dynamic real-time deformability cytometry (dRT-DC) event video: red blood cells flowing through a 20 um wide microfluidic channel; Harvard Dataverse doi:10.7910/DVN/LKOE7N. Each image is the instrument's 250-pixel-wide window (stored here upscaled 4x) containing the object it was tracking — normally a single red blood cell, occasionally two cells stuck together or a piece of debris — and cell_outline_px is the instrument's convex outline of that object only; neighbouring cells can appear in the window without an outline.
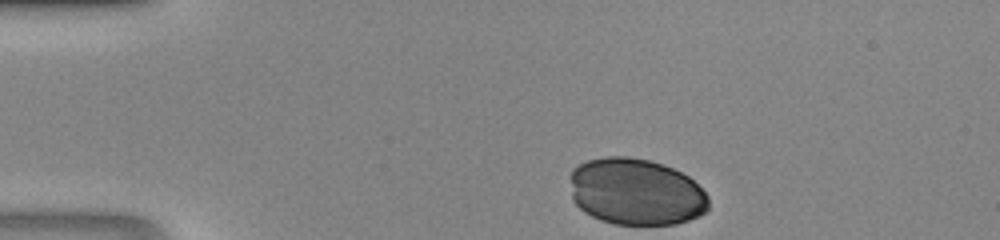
{"species": "human", "species_latin": "Homo sapiens", "temperature_condition": "room temperature", "stored_images_in_passage": 31, "camera_frame_rate_fps": 3000, "um_per_image_px": 0.085, "donor": {"sex": "male"}, "frame": {"image": 1, "passage_image": 1, "time_ms": 0.0, "image_size_px": [1000, 240], "cell_outline_px": [[708, 208], [704, 212], [688, 220], [676, 224], [612, 224], [600, 220], [584, 212], [572, 200], [572, 168], [588, 160], [604, 156], [628, 156], [648, 160], [664, 164], [688, 176], [708, 196]], "centroid_in_image_um": [54.04, 16.3], "position_along_channel_um": 31.0, "area_um2": 53.75}}